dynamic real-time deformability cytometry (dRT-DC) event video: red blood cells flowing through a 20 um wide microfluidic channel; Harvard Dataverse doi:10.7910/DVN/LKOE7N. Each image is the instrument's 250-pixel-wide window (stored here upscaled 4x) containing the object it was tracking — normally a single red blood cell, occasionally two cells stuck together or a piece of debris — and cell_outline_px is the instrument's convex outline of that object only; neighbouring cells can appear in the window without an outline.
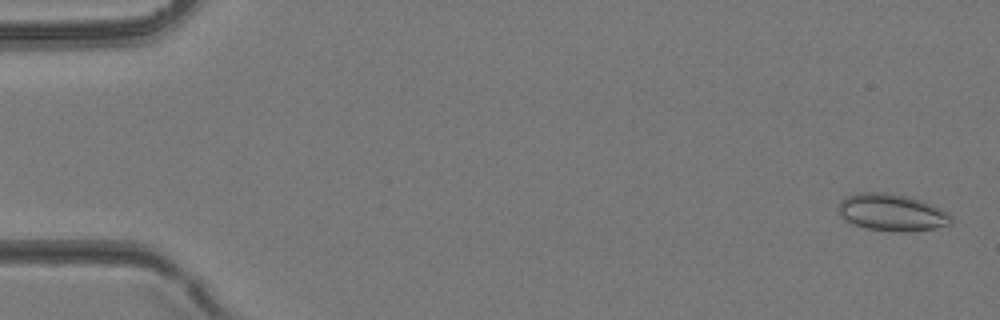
{"species": "common noctule bat (a hibernating species)", "species_latin": "Nyctalus noctula", "temperature_condition": "room temperature", "stored_images_in_passage": 38, "camera_frame_rate_fps": 3000, "um_per_image_px": 0.085, "animal": {"sex": "female", "body_mass_g": 24.6, "forearm_length_mm": 56.2}, "frame": {"image": 1, "passage_image": 1, "time_ms": 0.0, "image_size_px": [1000, 320], "cell_outline_px": [[952, 224], [936, 228], [908, 232], [892, 232], [864, 228], [844, 220], [840, 216], [840, 200], [848, 196], [860, 192], [888, 192], [908, 196], [932, 204], [948, 212], [952, 216]], "centroid_in_image_um": [75.84, 18.07], "position_along_channel_um": 9.2, "area_um2": 24.62}}
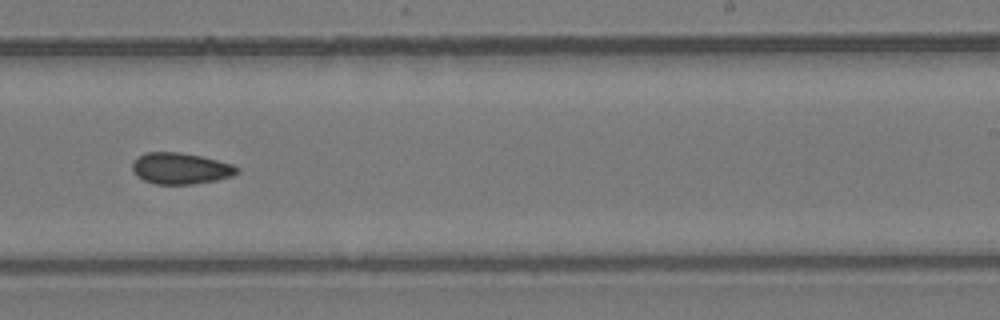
{"frame": {"image": 2, "passage_image": 24, "time_ms": 7.667, "image_size_px": [1000, 320], "cell_outline_px": [[240, 172], [232, 176], [216, 180], [192, 184], [156, 184], [144, 180], [136, 176], [132, 168], [132, 160], [136, 156], [144, 152], [180, 152], [200, 156], [232, 164], [240, 168]], "centroid_in_image_um": [15.32, 14.31], "position_along_channel_um": 273.7, "area_um2": 19.25}}
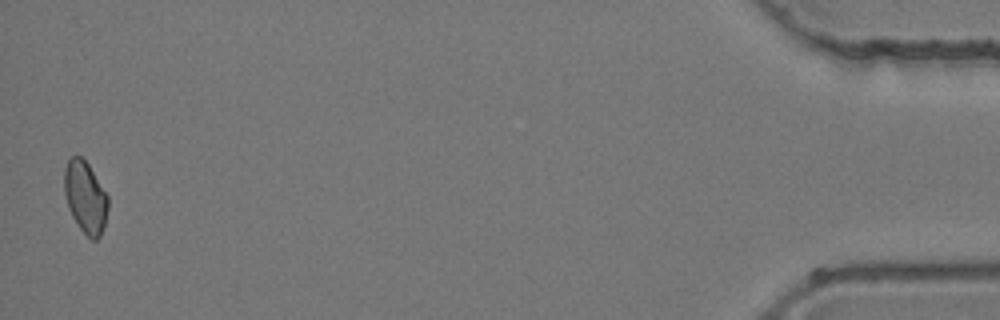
{"frame": {"image": 3, "passage_image": 38, "time_ms": 12.333, "image_size_px": [1000, 320], "cell_outline_px": [[108, 208], [104, 224], [100, 236], [96, 240], [92, 240], [80, 228], [72, 216], [68, 208], [64, 192], [64, 168], [68, 160], [72, 156], [80, 156], [88, 164], [108, 196]], "centroid_in_image_um": [7.24, 16.75], "position_along_channel_um": 428.0, "area_um2": 18.15}}